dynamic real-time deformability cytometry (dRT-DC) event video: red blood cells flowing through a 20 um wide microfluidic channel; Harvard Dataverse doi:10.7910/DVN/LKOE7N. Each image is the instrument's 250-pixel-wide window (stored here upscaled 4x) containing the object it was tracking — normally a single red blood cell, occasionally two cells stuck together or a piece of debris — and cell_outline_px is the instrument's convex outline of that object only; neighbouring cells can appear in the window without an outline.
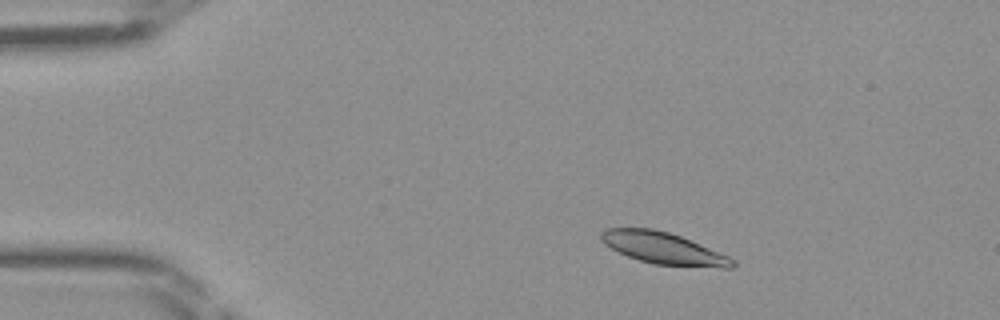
{"species": "Egyptian fruit bat (a non-hibernating species)", "species_latin": "Rousettus aegyptiacus", "temperature_condition": "room temperature", "stored_images_in_passage": 44, "camera_frame_rate_fps": 3000, "um_per_image_px": 0.085, "frame": {"image": 1, "passage_image": 5, "time_ms": 1.333, "image_size_px": [1000, 320], "cell_outline_px": [[736, 264], [732, 268], [724, 268], [652, 264], [628, 256], [604, 244], [600, 240], [600, 232], [608, 228], [652, 228], [668, 232], [680, 236], [728, 256], [736, 260]], "centroid_in_image_um": [56.38, 21.1], "position_along_channel_um": 28.6, "area_um2": 24.1}}
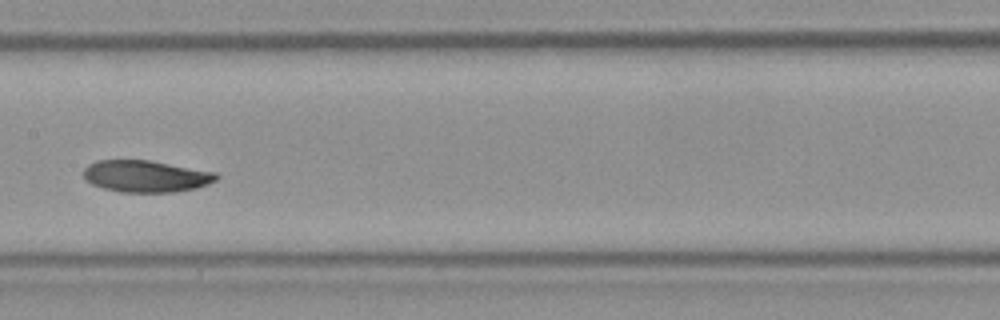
{"frame": {"image": 2, "passage_image": 21, "time_ms": 6.667, "image_size_px": [1000, 320], "cell_outline_px": [[220, 176], [216, 180], [208, 184], [196, 188], [172, 192], [120, 192], [104, 188], [92, 184], [84, 176], [84, 168], [88, 164], [96, 160], [148, 160], [216, 172]], "centroid_in_image_um": [12.41, 14.97], "position_along_channel_um": 195.0, "area_um2": 24.51}}
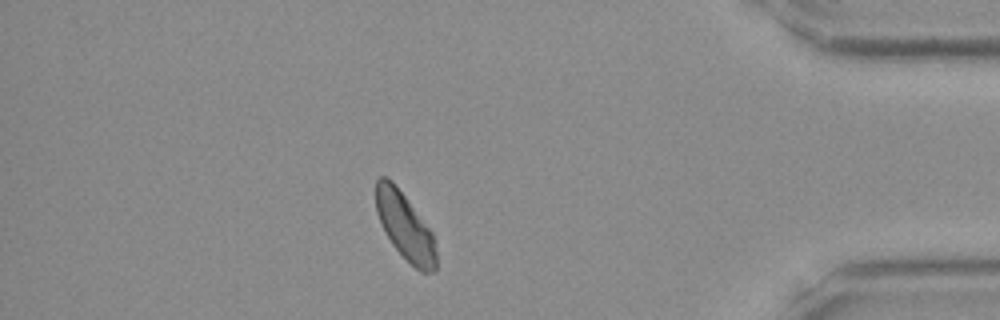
{"frame": {"image": 3, "passage_image": 38, "time_ms": 12.333, "image_size_px": [1000, 320], "cell_outline_px": [[436, 272], [420, 272], [392, 244], [384, 232], [376, 212], [376, 180], [380, 176], [388, 176], [392, 180], [432, 232], [436, 252]], "centroid_in_image_um": [34.41, 19.23], "position_along_channel_um": 400.8, "area_um2": 23.24}}